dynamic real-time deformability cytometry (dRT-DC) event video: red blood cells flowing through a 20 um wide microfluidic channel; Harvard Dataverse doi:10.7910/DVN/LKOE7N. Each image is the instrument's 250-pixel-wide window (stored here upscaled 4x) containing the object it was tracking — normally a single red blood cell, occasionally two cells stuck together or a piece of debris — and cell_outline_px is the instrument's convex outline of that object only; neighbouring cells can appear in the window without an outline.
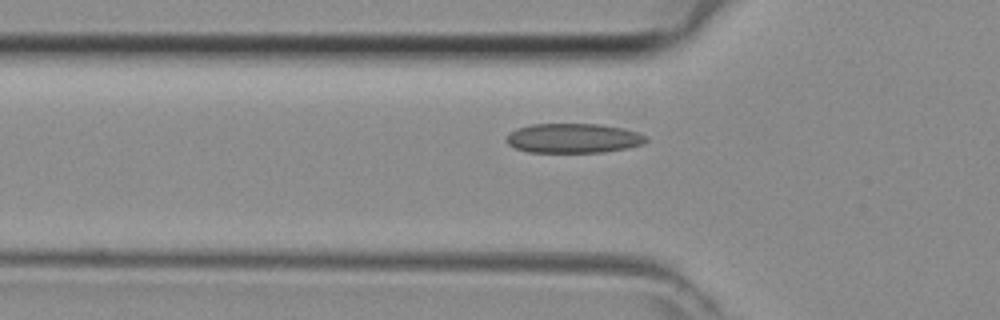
{"species": "common noctule bat (a hibernating species)", "species_latin": "Nyctalus noctula", "temperature_condition": "room temperature", "stored_images_in_passage": 31, "camera_frame_rate_fps": 3000, "um_per_image_px": 0.085, "animal": {"sex": "female", "body_mass_g": 29.2, "forearm_length_mm": 56.3}, "frame": {"image": 1, "passage_image": 2, "time_ms": 0.333, "image_size_px": [1000, 320], "cell_outline_px": [[648, 140], [644, 144], [628, 148], [604, 152], [528, 152], [516, 148], [508, 144], [508, 136], [516, 128], [532, 124], [600, 124], [624, 128], [648, 136]], "centroid_in_image_um": [48.8, 11.75], "position_along_channel_um": 77.0, "area_um2": 24.04}}
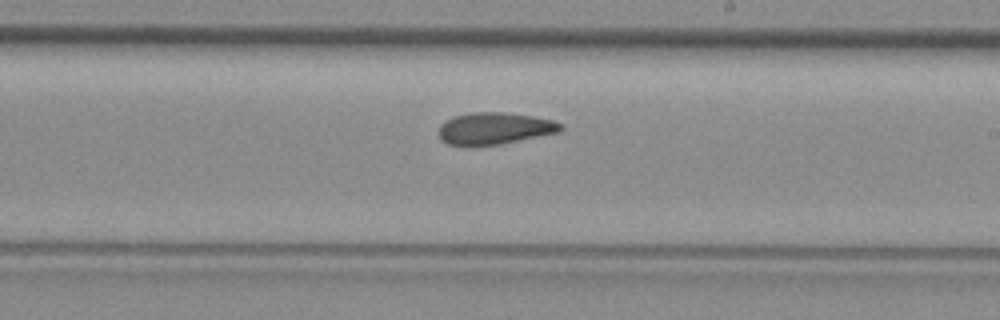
{"frame": {"image": 2, "passage_image": 13, "time_ms": 4.0, "image_size_px": [1000, 320], "cell_outline_px": [[564, 128], [560, 132], [496, 144], [448, 144], [440, 140], [440, 124], [444, 120], [468, 112], [504, 112], [532, 116], [552, 120], [564, 124]], "centroid_in_image_um": [42.06, 10.88], "position_along_channel_um": 246.9, "area_um2": 22.25}}
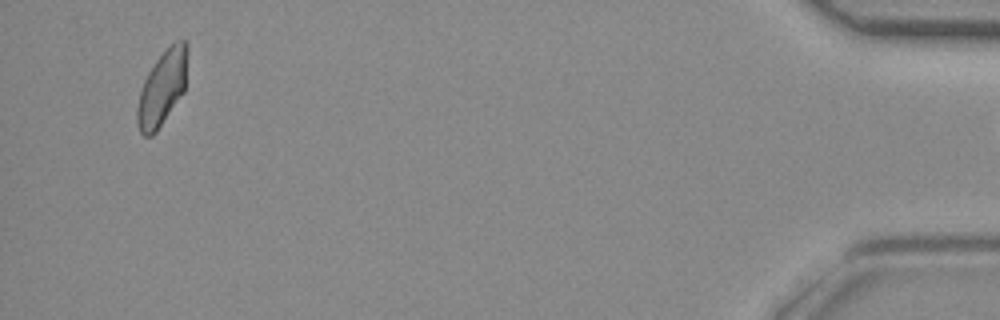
{"frame": {"image": 3, "passage_image": 30, "time_ms": 9.667, "image_size_px": [1000, 320], "cell_outline_px": [[188, 56], [184, 92], [156, 132], [152, 136], [144, 136], [140, 132], [136, 120], [136, 108], [140, 92], [144, 80], [148, 72], [156, 60], [176, 40], [184, 40], [188, 48]], "centroid_in_image_um": [13.79, 7.5], "position_along_channel_um": 421.4, "area_um2": 21.85}}